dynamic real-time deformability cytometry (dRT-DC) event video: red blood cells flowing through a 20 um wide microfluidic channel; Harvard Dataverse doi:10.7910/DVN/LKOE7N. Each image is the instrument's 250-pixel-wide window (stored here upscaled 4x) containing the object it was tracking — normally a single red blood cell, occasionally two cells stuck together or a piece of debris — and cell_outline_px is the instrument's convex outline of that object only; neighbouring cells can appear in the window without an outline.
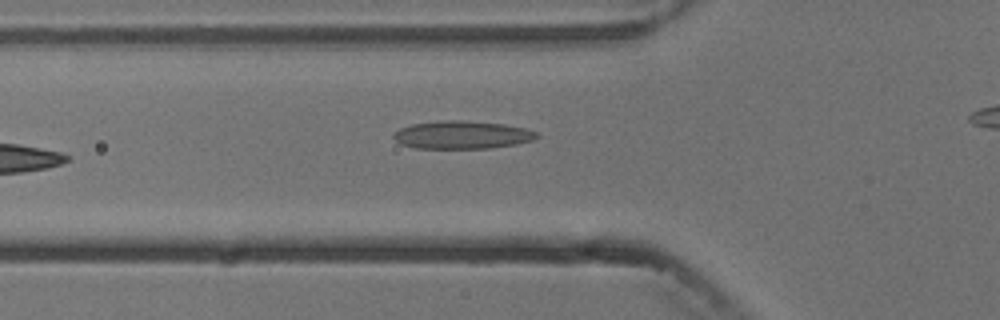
{"species": "common noctule bat (a hibernating species)", "species_latin": "Nyctalus noctula", "temperature_condition": "cold", "stored_images_in_passage": 8, "camera_frame_rate_fps": 3000, "um_per_image_px": 0.085, "animal": {"sex": "male", "body_mass_g": 13.3}, "frame": {"image": 1, "passage_image": 7, "time_ms": 7.0, "image_size_px": [1000, 320], "cell_outline_px": [[540, 136], [532, 140], [516, 144], [492, 148], [416, 148], [400, 144], [392, 136], [392, 132], [400, 128], [412, 124], [440, 120], [460, 120], [504, 124], [524, 128], [536, 132]], "centroid_in_image_um": [39.24, 11.46], "position_along_channel_um": 86.6, "area_um2": 23.35}}